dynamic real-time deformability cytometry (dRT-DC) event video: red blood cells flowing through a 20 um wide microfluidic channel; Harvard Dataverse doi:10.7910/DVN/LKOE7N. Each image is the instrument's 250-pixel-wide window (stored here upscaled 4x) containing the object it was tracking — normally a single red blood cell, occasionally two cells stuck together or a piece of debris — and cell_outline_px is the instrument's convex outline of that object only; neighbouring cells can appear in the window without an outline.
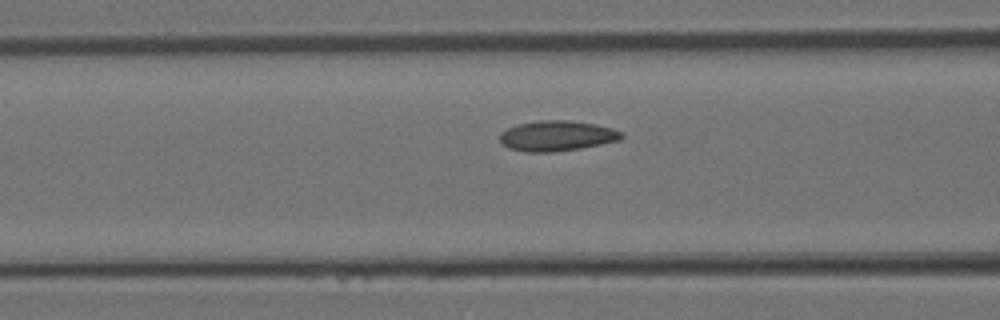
{"species": "Egyptian fruit bat (a non-hibernating species)", "species_latin": "Rousettus aegyptiacus", "temperature_condition": "room temperature", "stored_images_in_passage": 3, "camera_frame_rate_fps": 3000, "um_per_image_px": 0.085, "animal": {"sex": "female"}, "frame": {"image": 1, "passage_image": 3, "time_ms": 0.667, "image_size_px": [1000, 320], "cell_outline_px": [[624, 136], [620, 140], [580, 148], [552, 152], [524, 152], [508, 148], [500, 140], [500, 132], [508, 128], [520, 124], [540, 120], [568, 120], [596, 124], [612, 128], [620, 132]], "centroid_in_image_um": [47.33, 11.55], "position_along_channel_um": 119.3, "area_um2": 21.39}}